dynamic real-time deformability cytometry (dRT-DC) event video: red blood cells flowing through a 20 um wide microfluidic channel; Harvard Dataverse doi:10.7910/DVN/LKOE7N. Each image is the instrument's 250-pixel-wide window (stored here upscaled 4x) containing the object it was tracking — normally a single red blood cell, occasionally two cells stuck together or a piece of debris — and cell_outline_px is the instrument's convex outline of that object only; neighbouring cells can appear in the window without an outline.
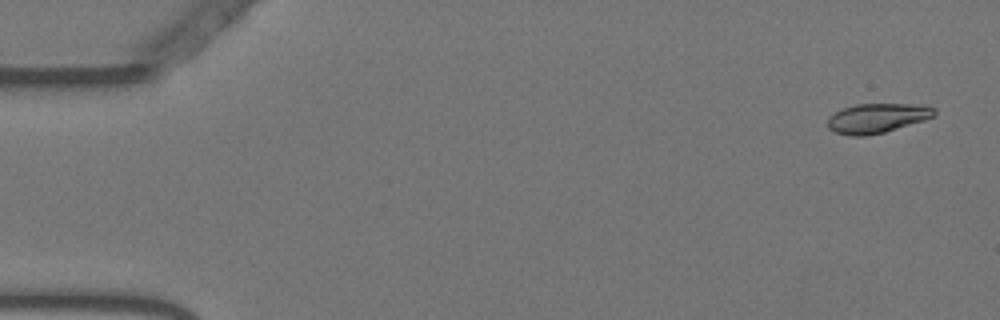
{"species": "Egyptian fruit bat (a non-hibernating species)", "species_latin": "Rousettus aegyptiacus", "temperature_condition": "warm", "stored_images_in_passage": 57, "camera_frame_rate_fps": 3000, "um_per_image_px": 0.085, "animal": {"sex": "female"}, "frame": {"image": 1, "passage_image": 3, "time_ms": 0.667, "image_size_px": [1000, 320], "cell_outline_px": [[936, 116], [924, 120], [884, 132], [864, 136], [852, 136], [836, 132], [828, 128], [828, 116], [844, 108], [856, 104], [924, 104], [936, 108]], "centroid_in_image_um": [74.59, 10.03], "position_along_channel_um": 10.4, "area_um2": 18.38}}
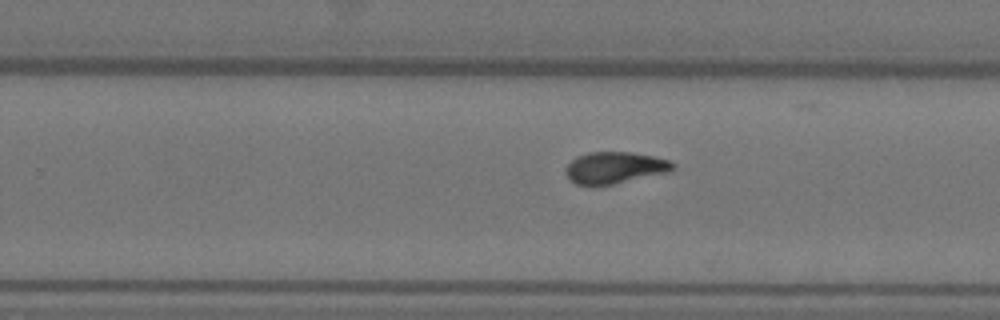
{"frame": {"image": 2, "passage_image": 36, "time_ms": 11.667, "image_size_px": [1000, 320], "cell_outline_px": [[676, 168], [672, 172], [612, 184], [576, 184], [568, 180], [564, 172], [564, 168], [576, 156], [588, 152], [632, 152], [652, 156], [668, 160], [676, 164]], "centroid_in_image_um": [52.27, 14.25], "position_along_channel_um": 277.5, "area_um2": 19.94}}
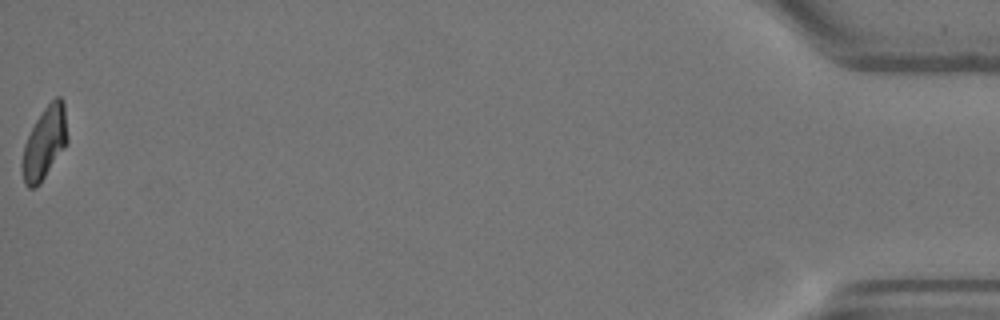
{"frame": {"image": 3, "passage_image": 57, "time_ms": 18.667, "image_size_px": [1000, 320], "cell_outline_px": [[68, 140], [64, 148], [40, 184], [36, 188], [28, 188], [24, 184], [20, 164], [24, 144], [36, 120], [44, 108], [56, 96], [60, 96], [64, 100], [68, 136]], "centroid_in_image_um": [3.78, 12.17], "position_along_channel_um": 431.4, "area_um2": 19.25}, "authors_computed_cell_mechanics": {"area_um2": 19.363, "velocity_mm_per_s": 3.6064, "shape_relaxation_time_tau1_ms": 4.6931, "shape_relaxation_time_tau2_ms": 1.5931, "deformation_change_tau1": 0.194, "deformation_change_tau2": 0.0699}}